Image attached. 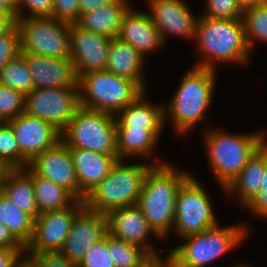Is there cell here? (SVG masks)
Returning a JSON list of instances; mask_svg holds the SVG:
<instances>
[{
	"instance_id": "cell-1",
	"label": "cell",
	"mask_w": 267,
	"mask_h": 267,
	"mask_svg": "<svg viewBox=\"0 0 267 267\" xmlns=\"http://www.w3.org/2000/svg\"><path fill=\"white\" fill-rule=\"evenodd\" d=\"M189 176L171 163L153 166L145 176L136 205L159 238L168 236L174 227L176 196Z\"/></svg>"
},
{
	"instance_id": "cell-2",
	"label": "cell",
	"mask_w": 267,
	"mask_h": 267,
	"mask_svg": "<svg viewBox=\"0 0 267 267\" xmlns=\"http://www.w3.org/2000/svg\"><path fill=\"white\" fill-rule=\"evenodd\" d=\"M195 40L199 53L204 57L196 67L215 70V60L245 63L250 58L242 19L200 16Z\"/></svg>"
},
{
	"instance_id": "cell-3",
	"label": "cell",
	"mask_w": 267,
	"mask_h": 267,
	"mask_svg": "<svg viewBox=\"0 0 267 267\" xmlns=\"http://www.w3.org/2000/svg\"><path fill=\"white\" fill-rule=\"evenodd\" d=\"M118 160L109 174L84 198V206L102 214L136 205L147 172L162 163L125 164Z\"/></svg>"
},
{
	"instance_id": "cell-4",
	"label": "cell",
	"mask_w": 267,
	"mask_h": 267,
	"mask_svg": "<svg viewBox=\"0 0 267 267\" xmlns=\"http://www.w3.org/2000/svg\"><path fill=\"white\" fill-rule=\"evenodd\" d=\"M216 72L212 69L194 67L185 73L177 92L164 108L165 120L169 113L175 130L187 133L200 120L212 103Z\"/></svg>"
},
{
	"instance_id": "cell-5",
	"label": "cell",
	"mask_w": 267,
	"mask_h": 267,
	"mask_svg": "<svg viewBox=\"0 0 267 267\" xmlns=\"http://www.w3.org/2000/svg\"><path fill=\"white\" fill-rule=\"evenodd\" d=\"M206 132L204 137L209 163L222 189L230 184L266 141L263 133L228 134L211 129Z\"/></svg>"
},
{
	"instance_id": "cell-6",
	"label": "cell",
	"mask_w": 267,
	"mask_h": 267,
	"mask_svg": "<svg viewBox=\"0 0 267 267\" xmlns=\"http://www.w3.org/2000/svg\"><path fill=\"white\" fill-rule=\"evenodd\" d=\"M218 226L183 238L185 243L171 249L168 258L177 267H205L238 246L248 234V226L242 224Z\"/></svg>"
},
{
	"instance_id": "cell-7",
	"label": "cell",
	"mask_w": 267,
	"mask_h": 267,
	"mask_svg": "<svg viewBox=\"0 0 267 267\" xmlns=\"http://www.w3.org/2000/svg\"><path fill=\"white\" fill-rule=\"evenodd\" d=\"M80 107L117 115L144 91L132 80L95 71L78 77Z\"/></svg>"
},
{
	"instance_id": "cell-8",
	"label": "cell",
	"mask_w": 267,
	"mask_h": 267,
	"mask_svg": "<svg viewBox=\"0 0 267 267\" xmlns=\"http://www.w3.org/2000/svg\"><path fill=\"white\" fill-rule=\"evenodd\" d=\"M61 140L69 148L118 155L116 115L80 107L61 131Z\"/></svg>"
},
{
	"instance_id": "cell-9",
	"label": "cell",
	"mask_w": 267,
	"mask_h": 267,
	"mask_svg": "<svg viewBox=\"0 0 267 267\" xmlns=\"http://www.w3.org/2000/svg\"><path fill=\"white\" fill-rule=\"evenodd\" d=\"M21 53L70 58L69 23L53 17H22L16 20Z\"/></svg>"
},
{
	"instance_id": "cell-10",
	"label": "cell",
	"mask_w": 267,
	"mask_h": 267,
	"mask_svg": "<svg viewBox=\"0 0 267 267\" xmlns=\"http://www.w3.org/2000/svg\"><path fill=\"white\" fill-rule=\"evenodd\" d=\"M212 202L202 185L190 175L176 196L174 227L182 238L198 234L218 225Z\"/></svg>"
},
{
	"instance_id": "cell-11",
	"label": "cell",
	"mask_w": 267,
	"mask_h": 267,
	"mask_svg": "<svg viewBox=\"0 0 267 267\" xmlns=\"http://www.w3.org/2000/svg\"><path fill=\"white\" fill-rule=\"evenodd\" d=\"M79 108L78 86L35 88L25 95L24 113L51 123L60 132Z\"/></svg>"
},
{
	"instance_id": "cell-12",
	"label": "cell",
	"mask_w": 267,
	"mask_h": 267,
	"mask_svg": "<svg viewBox=\"0 0 267 267\" xmlns=\"http://www.w3.org/2000/svg\"><path fill=\"white\" fill-rule=\"evenodd\" d=\"M84 200L72 206L38 215L31 241L25 247L30 259L34 254L60 252L71 229L74 217L84 208Z\"/></svg>"
},
{
	"instance_id": "cell-13",
	"label": "cell",
	"mask_w": 267,
	"mask_h": 267,
	"mask_svg": "<svg viewBox=\"0 0 267 267\" xmlns=\"http://www.w3.org/2000/svg\"><path fill=\"white\" fill-rule=\"evenodd\" d=\"M70 58L78 77L83 74L106 70L109 47L113 38L69 24Z\"/></svg>"
},
{
	"instance_id": "cell-14",
	"label": "cell",
	"mask_w": 267,
	"mask_h": 267,
	"mask_svg": "<svg viewBox=\"0 0 267 267\" xmlns=\"http://www.w3.org/2000/svg\"><path fill=\"white\" fill-rule=\"evenodd\" d=\"M108 233L106 214L84 207L75 217L60 253L74 264H79L93 244Z\"/></svg>"
},
{
	"instance_id": "cell-15",
	"label": "cell",
	"mask_w": 267,
	"mask_h": 267,
	"mask_svg": "<svg viewBox=\"0 0 267 267\" xmlns=\"http://www.w3.org/2000/svg\"><path fill=\"white\" fill-rule=\"evenodd\" d=\"M8 123L17 139L21 155L29 163L61 140V132L55 126L25 113L13 118Z\"/></svg>"
},
{
	"instance_id": "cell-16",
	"label": "cell",
	"mask_w": 267,
	"mask_h": 267,
	"mask_svg": "<svg viewBox=\"0 0 267 267\" xmlns=\"http://www.w3.org/2000/svg\"><path fill=\"white\" fill-rule=\"evenodd\" d=\"M148 2L151 8L150 18L159 30L164 43L168 34L195 40L199 17L197 19L194 17L185 1L148 0Z\"/></svg>"
},
{
	"instance_id": "cell-17",
	"label": "cell",
	"mask_w": 267,
	"mask_h": 267,
	"mask_svg": "<svg viewBox=\"0 0 267 267\" xmlns=\"http://www.w3.org/2000/svg\"><path fill=\"white\" fill-rule=\"evenodd\" d=\"M29 167L37 175L68 189L79 200V183L70 148L62 140L36 156Z\"/></svg>"
},
{
	"instance_id": "cell-18",
	"label": "cell",
	"mask_w": 267,
	"mask_h": 267,
	"mask_svg": "<svg viewBox=\"0 0 267 267\" xmlns=\"http://www.w3.org/2000/svg\"><path fill=\"white\" fill-rule=\"evenodd\" d=\"M108 233L113 237L144 249L153 259H160L156 249L146 240L150 233L158 235L148 224L137 205L114 209L107 214Z\"/></svg>"
},
{
	"instance_id": "cell-19",
	"label": "cell",
	"mask_w": 267,
	"mask_h": 267,
	"mask_svg": "<svg viewBox=\"0 0 267 267\" xmlns=\"http://www.w3.org/2000/svg\"><path fill=\"white\" fill-rule=\"evenodd\" d=\"M32 74L34 88L77 87L78 76L71 58H52L20 53Z\"/></svg>"
},
{
	"instance_id": "cell-20",
	"label": "cell",
	"mask_w": 267,
	"mask_h": 267,
	"mask_svg": "<svg viewBox=\"0 0 267 267\" xmlns=\"http://www.w3.org/2000/svg\"><path fill=\"white\" fill-rule=\"evenodd\" d=\"M70 154L79 183V200H84L111 171L119 160L118 155L70 148Z\"/></svg>"
},
{
	"instance_id": "cell-21",
	"label": "cell",
	"mask_w": 267,
	"mask_h": 267,
	"mask_svg": "<svg viewBox=\"0 0 267 267\" xmlns=\"http://www.w3.org/2000/svg\"><path fill=\"white\" fill-rule=\"evenodd\" d=\"M117 38L129 43L143 57L164 44L150 15L132 8L124 16Z\"/></svg>"
},
{
	"instance_id": "cell-22",
	"label": "cell",
	"mask_w": 267,
	"mask_h": 267,
	"mask_svg": "<svg viewBox=\"0 0 267 267\" xmlns=\"http://www.w3.org/2000/svg\"><path fill=\"white\" fill-rule=\"evenodd\" d=\"M0 190L21 211L34 219L39 215L29 166L6 169L0 179Z\"/></svg>"
},
{
	"instance_id": "cell-23",
	"label": "cell",
	"mask_w": 267,
	"mask_h": 267,
	"mask_svg": "<svg viewBox=\"0 0 267 267\" xmlns=\"http://www.w3.org/2000/svg\"><path fill=\"white\" fill-rule=\"evenodd\" d=\"M144 57L129 43L113 38L109 47L106 70L135 82L144 92Z\"/></svg>"
},
{
	"instance_id": "cell-24",
	"label": "cell",
	"mask_w": 267,
	"mask_h": 267,
	"mask_svg": "<svg viewBox=\"0 0 267 267\" xmlns=\"http://www.w3.org/2000/svg\"><path fill=\"white\" fill-rule=\"evenodd\" d=\"M267 166V142H264L249 158L241 172L224 189L231 194L237 191L240 205L245 206L259 191L262 175Z\"/></svg>"
},
{
	"instance_id": "cell-25",
	"label": "cell",
	"mask_w": 267,
	"mask_h": 267,
	"mask_svg": "<svg viewBox=\"0 0 267 267\" xmlns=\"http://www.w3.org/2000/svg\"><path fill=\"white\" fill-rule=\"evenodd\" d=\"M145 92L116 115V129H163L165 106L145 100Z\"/></svg>"
},
{
	"instance_id": "cell-26",
	"label": "cell",
	"mask_w": 267,
	"mask_h": 267,
	"mask_svg": "<svg viewBox=\"0 0 267 267\" xmlns=\"http://www.w3.org/2000/svg\"><path fill=\"white\" fill-rule=\"evenodd\" d=\"M129 5L128 0H116L110 5L82 13L76 24L95 34L115 38L119 34L125 14L131 8Z\"/></svg>"
},
{
	"instance_id": "cell-27",
	"label": "cell",
	"mask_w": 267,
	"mask_h": 267,
	"mask_svg": "<svg viewBox=\"0 0 267 267\" xmlns=\"http://www.w3.org/2000/svg\"><path fill=\"white\" fill-rule=\"evenodd\" d=\"M163 129H116L119 160L128 156L148 157Z\"/></svg>"
},
{
	"instance_id": "cell-28",
	"label": "cell",
	"mask_w": 267,
	"mask_h": 267,
	"mask_svg": "<svg viewBox=\"0 0 267 267\" xmlns=\"http://www.w3.org/2000/svg\"><path fill=\"white\" fill-rule=\"evenodd\" d=\"M31 178L39 215L68 208L78 200L68 189L37 175L32 169Z\"/></svg>"
},
{
	"instance_id": "cell-29",
	"label": "cell",
	"mask_w": 267,
	"mask_h": 267,
	"mask_svg": "<svg viewBox=\"0 0 267 267\" xmlns=\"http://www.w3.org/2000/svg\"><path fill=\"white\" fill-rule=\"evenodd\" d=\"M35 219L16 207L0 190V223L24 246L31 241Z\"/></svg>"
},
{
	"instance_id": "cell-30",
	"label": "cell",
	"mask_w": 267,
	"mask_h": 267,
	"mask_svg": "<svg viewBox=\"0 0 267 267\" xmlns=\"http://www.w3.org/2000/svg\"><path fill=\"white\" fill-rule=\"evenodd\" d=\"M107 245L115 267H147L154 259L139 246L107 233Z\"/></svg>"
},
{
	"instance_id": "cell-31",
	"label": "cell",
	"mask_w": 267,
	"mask_h": 267,
	"mask_svg": "<svg viewBox=\"0 0 267 267\" xmlns=\"http://www.w3.org/2000/svg\"><path fill=\"white\" fill-rule=\"evenodd\" d=\"M0 84L20 91L24 95L35 89L32 74L21 54L9 60L2 68Z\"/></svg>"
},
{
	"instance_id": "cell-32",
	"label": "cell",
	"mask_w": 267,
	"mask_h": 267,
	"mask_svg": "<svg viewBox=\"0 0 267 267\" xmlns=\"http://www.w3.org/2000/svg\"><path fill=\"white\" fill-rule=\"evenodd\" d=\"M0 162L6 169L29 166V162L21 155L19 144L8 122L0 124Z\"/></svg>"
},
{
	"instance_id": "cell-33",
	"label": "cell",
	"mask_w": 267,
	"mask_h": 267,
	"mask_svg": "<svg viewBox=\"0 0 267 267\" xmlns=\"http://www.w3.org/2000/svg\"><path fill=\"white\" fill-rule=\"evenodd\" d=\"M242 20L250 52L253 42L257 40L267 42V3L244 10Z\"/></svg>"
},
{
	"instance_id": "cell-34",
	"label": "cell",
	"mask_w": 267,
	"mask_h": 267,
	"mask_svg": "<svg viewBox=\"0 0 267 267\" xmlns=\"http://www.w3.org/2000/svg\"><path fill=\"white\" fill-rule=\"evenodd\" d=\"M25 95L0 84V119L8 122L24 113Z\"/></svg>"
},
{
	"instance_id": "cell-35",
	"label": "cell",
	"mask_w": 267,
	"mask_h": 267,
	"mask_svg": "<svg viewBox=\"0 0 267 267\" xmlns=\"http://www.w3.org/2000/svg\"><path fill=\"white\" fill-rule=\"evenodd\" d=\"M207 9L202 16L212 19H242L243 16L238 0H207Z\"/></svg>"
},
{
	"instance_id": "cell-36",
	"label": "cell",
	"mask_w": 267,
	"mask_h": 267,
	"mask_svg": "<svg viewBox=\"0 0 267 267\" xmlns=\"http://www.w3.org/2000/svg\"><path fill=\"white\" fill-rule=\"evenodd\" d=\"M77 267H115L107 245V234L92 245Z\"/></svg>"
},
{
	"instance_id": "cell-37",
	"label": "cell",
	"mask_w": 267,
	"mask_h": 267,
	"mask_svg": "<svg viewBox=\"0 0 267 267\" xmlns=\"http://www.w3.org/2000/svg\"><path fill=\"white\" fill-rule=\"evenodd\" d=\"M21 53L20 31L15 25L8 33L0 36V71L6 63Z\"/></svg>"
},
{
	"instance_id": "cell-38",
	"label": "cell",
	"mask_w": 267,
	"mask_h": 267,
	"mask_svg": "<svg viewBox=\"0 0 267 267\" xmlns=\"http://www.w3.org/2000/svg\"><path fill=\"white\" fill-rule=\"evenodd\" d=\"M53 1L54 0H17L18 18L52 17ZM23 8L29 11V15H23Z\"/></svg>"
},
{
	"instance_id": "cell-39",
	"label": "cell",
	"mask_w": 267,
	"mask_h": 267,
	"mask_svg": "<svg viewBox=\"0 0 267 267\" xmlns=\"http://www.w3.org/2000/svg\"><path fill=\"white\" fill-rule=\"evenodd\" d=\"M79 0H54L52 17L66 23H76L80 17Z\"/></svg>"
},
{
	"instance_id": "cell-40",
	"label": "cell",
	"mask_w": 267,
	"mask_h": 267,
	"mask_svg": "<svg viewBox=\"0 0 267 267\" xmlns=\"http://www.w3.org/2000/svg\"><path fill=\"white\" fill-rule=\"evenodd\" d=\"M29 261L35 267H77L60 252L34 254Z\"/></svg>"
},
{
	"instance_id": "cell-41",
	"label": "cell",
	"mask_w": 267,
	"mask_h": 267,
	"mask_svg": "<svg viewBox=\"0 0 267 267\" xmlns=\"http://www.w3.org/2000/svg\"><path fill=\"white\" fill-rule=\"evenodd\" d=\"M25 249L0 248V267H20Z\"/></svg>"
},
{
	"instance_id": "cell-42",
	"label": "cell",
	"mask_w": 267,
	"mask_h": 267,
	"mask_svg": "<svg viewBox=\"0 0 267 267\" xmlns=\"http://www.w3.org/2000/svg\"><path fill=\"white\" fill-rule=\"evenodd\" d=\"M244 207L253 215L267 218V191H259Z\"/></svg>"
},
{
	"instance_id": "cell-43",
	"label": "cell",
	"mask_w": 267,
	"mask_h": 267,
	"mask_svg": "<svg viewBox=\"0 0 267 267\" xmlns=\"http://www.w3.org/2000/svg\"><path fill=\"white\" fill-rule=\"evenodd\" d=\"M0 248L25 249L3 223H0Z\"/></svg>"
},
{
	"instance_id": "cell-44",
	"label": "cell",
	"mask_w": 267,
	"mask_h": 267,
	"mask_svg": "<svg viewBox=\"0 0 267 267\" xmlns=\"http://www.w3.org/2000/svg\"><path fill=\"white\" fill-rule=\"evenodd\" d=\"M116 0H79L80 14L110 5Z\"/></svg>"
},
{
	"instance_id": "cell-45",
	"label": "cell",
	"mask_w": 267,
	"mask_h": 267,
	"mask_svg": "<svg viewBox=\"0 0 267 267\" xmlns=\"http://www.w3.org/2000/svg\"><path fill=\"white\" fill-rule=\"evenodd\" d=\"M0 12L10 15L16 21L18 19L17 0H0Z\"/></svg>"
},
{
	"instance_id": "cell-46",
	"label": "cell",
	"mask_w": 267,
	"mask_h": 267,
	"mask_svg": "<svg viewBox=\"0 0 267 267\" xmlns=\"http://www.w3.org/2000/svg\"><path fill=\"white\" fill-rule=\"evenodd\" d=\"M15 25L16 21L10 15L0 12V36L8 33Z\"/></svg>"
},
{
	"instance_id": "cell-47",
	"label": "cell",
	"mask_w": 267,
	"mask_h": 267,
	"mask_svg": "<svg viewBox=\"0 0 267 267\" xmlns=\"http://www.w3.org/2000/svg\"><path fill=\"white\" fill-rule=\"evenodd\" d=\"M238 3L240 5V8L244 11L248 8H251L257 5L266 4L267 0H238Z\"/></svg>"
},
{
	"instance_id": "cell-48",
	"label": "cell",
	"mask_w": 267,
	"mask_h": 267,
	"mask_svg": "<svg viewBox=\"0 0 267 267\" xmlns=\"http://www.w3.org/2000/svg\"><path fill=\"white\" fill-rule=\"evenodd\" d=\"M151 267H177L168 257L165 260L154 259L151 262Z\"/></svg>"
},
{
	"instance_id": "cell-49",
	"label": "cell",
	"mask_w": 267,
	"mask_h": 267,
	"mask_svg": "<svg viewBox=\"0 0 267 267\" xmlns=\"http://www.w3.org/2000/svg\"><path fill=\"white\" fill-rule=\"evenodd\" d=\"M260 191H267V166L264 169L263 175H262V184Z\"/></svg>"
},
{
	"instance_id": "cell-50",
	"label": "cell",
	"mask_w": 267,
	"mask_h": 267,
	"mask_svg": "<svg viewBox=\"0 0 267 267\" xmlns=\"http://www.w3.org/2000/svg\"><path fill=\"white\" fill-rule=\"evenodd\" d=\"M20 267H35L28 259H24L20 264Z\"/></svg>"
},
{
	"instance_id": "cell-51",
	"label": "cell",
	"mask_w": 267,
	"mask_h": 267,
	"mask_svg": "<svg viewBox=\"0 0 267 267\" xmlns=\"http://www.w3.org/2000/svg\"><path fill=\"white\" fill-rule=\"evenodd\" d=\"M5 171H6V168L0 162V179L3 176V174H4Z\"/></svg>"
},
{
	"instance_id": "cell-52",
	"label": "cell",
	"mask_w": 267,
	"mask_h": 267,
	"mask_svg": "<svg viewBox=\"0 0 267 267\" xmlns=\"http://www.w3.org/2000/svg\"><path fill=\"white\" fill-rule=\"evenodd\" d=\"M234 267H252V266H250V265H248V264H239V265H236V266H234Z\"/></svg>"
}]
</instances>
